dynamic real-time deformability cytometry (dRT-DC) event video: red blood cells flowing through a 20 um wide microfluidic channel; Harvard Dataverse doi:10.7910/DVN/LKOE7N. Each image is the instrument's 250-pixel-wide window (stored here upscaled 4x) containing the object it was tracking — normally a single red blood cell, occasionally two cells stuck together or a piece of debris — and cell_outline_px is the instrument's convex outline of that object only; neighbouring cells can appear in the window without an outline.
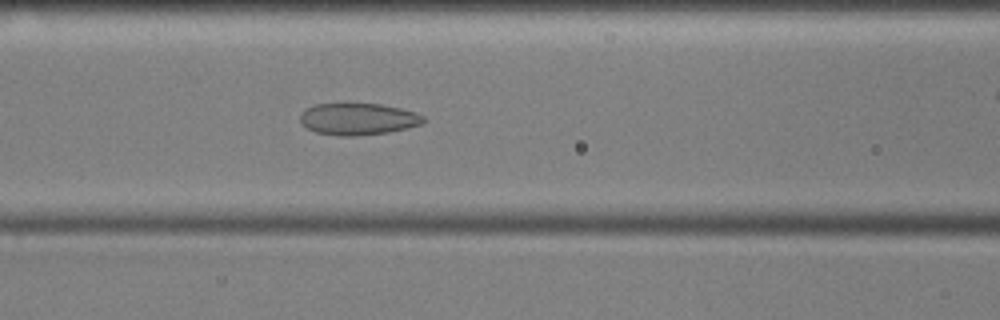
{"species": "common noctule bat (a hibernating species)", "species_latin": "Nyctalus noctula", "temperature_condition": "cold", "stored_images_in_passage": 44, "camera_frame_rate_fps": 3000, "um_per_image_px": 0.085, "animal": {"sex": "male", "body_mass_g": 17.9, "forearm_length_mm": 54.2}, "frame": {"image": 1, "passage_image": 22, "time_ms": 7.0, "image_size_px": [1000, 320], "cell_outline_px": [[424, 124], [408, 128], [388, 132], [356, 136], [340, 136], [316, 132], [308, 128], [300, 120], [300, 116], [304, 108], [316, 104], [380, 104], [400, 108], [416, 112], [424, 116]], "centroid_in_image_um": [30.46, 10.12], "position_along_channel_um": 136.1, "area_um2": 22.83}}
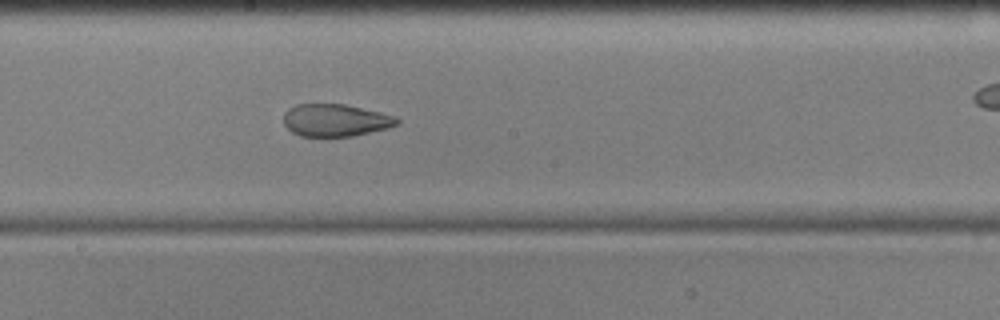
{"frame": {"image": 2, "passage_image": 29, "time_ms": 9.333, "image_size_px": [1000, 320], "cell_outline_px": [[400, 124], [388, 128], [352, 136], [300, 136], [292, 132], [284, 124], [284, 112], [288, 108], [296, 104], [344, 104], [380, 112], [396, 116], [400, 120]], "centroid_in_image_um": [28.52, 10.21], "position_along_channel_um": 219.7, "area_um2": 21.44}}
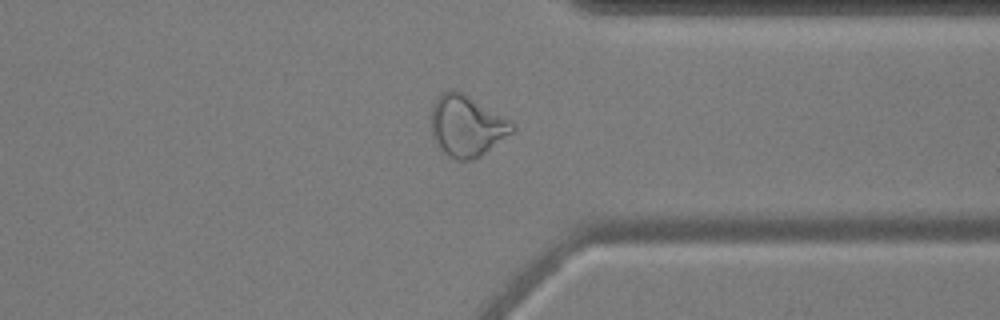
{"frame": {"image": 3, "passage_image": 42, "time_ms": 13.667, "image_size_px": [1000, 320], "cell_outline_px": [[516, 128], [512, 132], [480, 156], [472, 160], [456, 160], [448, 156], [440, 148], [432, 136], [432, 104], [436, 96], [448, 88], [452, 88], [460, 92], [508, 120]], "centroid_in_image_um": [39.61, 10.7], "position_along_channel_um": 371.8, "area_um2": 28.26}}